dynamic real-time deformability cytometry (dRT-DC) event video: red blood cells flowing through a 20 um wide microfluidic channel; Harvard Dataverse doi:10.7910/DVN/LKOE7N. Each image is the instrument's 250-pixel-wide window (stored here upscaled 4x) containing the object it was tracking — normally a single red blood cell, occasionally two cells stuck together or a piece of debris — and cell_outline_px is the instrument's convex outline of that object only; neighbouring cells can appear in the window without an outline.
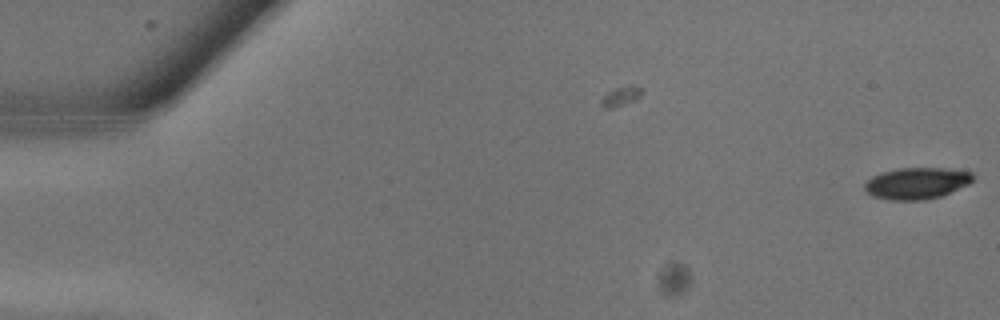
{"species": "common noctule bat (a hibernating species)", "species_latin": "Nyctalus noctula", "temperature_condition": "warm", "stored_images_in_passage": 3, "camera_frame_rate_fps": 3000, "um_per_image_px": 0.085, "animal": {"sex": "male", "body_mass_g": 13.3}, "frame": {"image": 1, "passage_image": 3, "time_ms": 0.667, "image_size_px": [1000, 320], "cell_outline_px": [[972, 180], [968, 184], [940, 196], [924, 200], [888, 200], [872, 196], [864, 188], [864, 184], [872, 176], [880, 172], [900, 168], [944, 168], [972, 172]], "centroid_in_image_um": [77.88, 15.57], "position_along_channel_um": 7.1, "area_um2": 19.77}}